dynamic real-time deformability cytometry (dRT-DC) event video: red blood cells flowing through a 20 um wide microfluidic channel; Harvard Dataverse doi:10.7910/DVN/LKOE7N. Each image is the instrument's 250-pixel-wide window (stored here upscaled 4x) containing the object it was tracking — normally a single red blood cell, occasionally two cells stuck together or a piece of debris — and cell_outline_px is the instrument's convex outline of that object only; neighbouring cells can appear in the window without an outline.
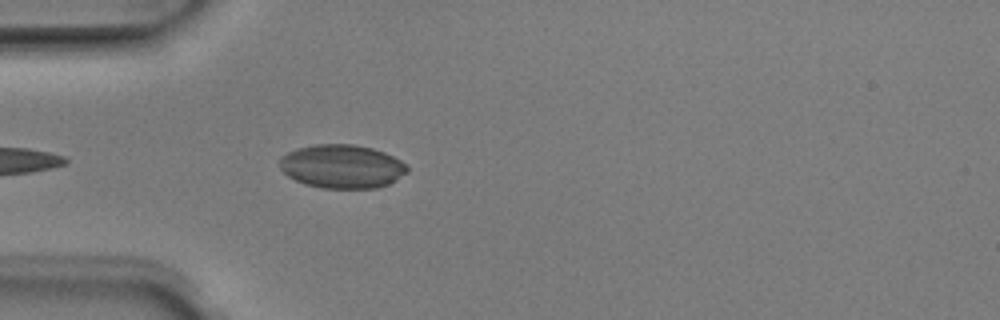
{"species": "Egyptian fruit bat (a non-hibernating species)", "species_latin": "Rousettus aegyptiacus", "temperature_condition": "room temperature", "stored_images_in_passage": 5, "camera_frame_rate_fps": 3000, "um_per_image_px": 0.085, "animal": {"sex": "male"}, "frame": {"image": 1, "passage_image": 5, "time_ms": 1.333, "image_size_px": [1000, 320], "cell_outline_px": [[408, 172], [396, 180], [388, 184], [376, 188], [320, 188], [304, 184], [288, 176], [280, 168], [280, 156], [296, 148], [316, 144], [352, 144], [372, 148], [384, 152], [400, 160], [408, 168]], "centroid_in_image_um": [29.05, 14.14], "position_along_channel_um": 55.9, "area_um2": 32.48}}